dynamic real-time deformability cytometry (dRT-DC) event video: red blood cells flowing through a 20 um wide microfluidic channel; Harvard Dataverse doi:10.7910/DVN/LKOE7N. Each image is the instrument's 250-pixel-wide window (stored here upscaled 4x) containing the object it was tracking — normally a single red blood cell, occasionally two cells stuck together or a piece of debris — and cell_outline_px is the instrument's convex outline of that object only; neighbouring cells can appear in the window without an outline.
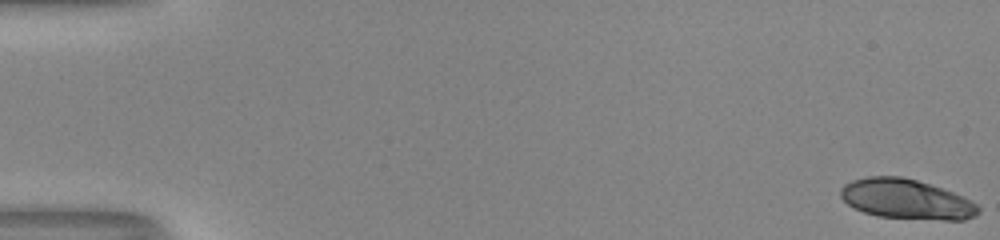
{"species": "human", "species_latin": "Homo sapiens", "temperature_condition": "room temperature", "stored_images_in_passage": 53, "camera_frame_rate_fps": 3000, "um_per_image_px": 0.085, "donor": {"sex": "male"}, "frame": {"image": 1, "passage_image": 1, "time_ms": 0.0, "image_size_px": [1000, 240], "cell_outline_px": [[980, 212], [976, 216], [964, 220], [944, 220], [876, 216], [864, 212], [848, 204], [840, 196], [840, 188], [844, 184], [852, 180], [868, 176], [900, 176], [916, 180], [952, 192], [976, 204], [980, 208]], "centroid_in_image_um": [77.01, 16.93], "position_along_channel_um": 8.0, "area_um2": 31.73}}
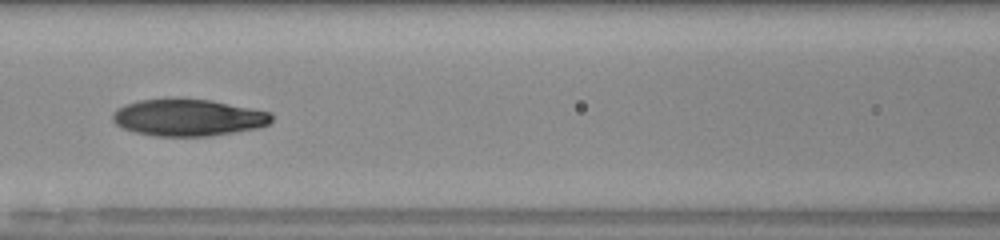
{"frame": {"image": 2, "passage_image": 25, "time_ms": 8.0, "image_size_px": [1000, 240], "cell_outline_px": [[272, 120], [268, 124], [256, 128], [208, 136], [156, 136], [136, 132], [124, 128], [116, 124], [112, 120], [112, 116], [116, 108], [124, 104], [140, 100], [212, 100], [272, 112]], "centroid_in_image_um": [16.0, 10.0], "position_along_channel_um": 150.6, "area_um2": 33.64}}
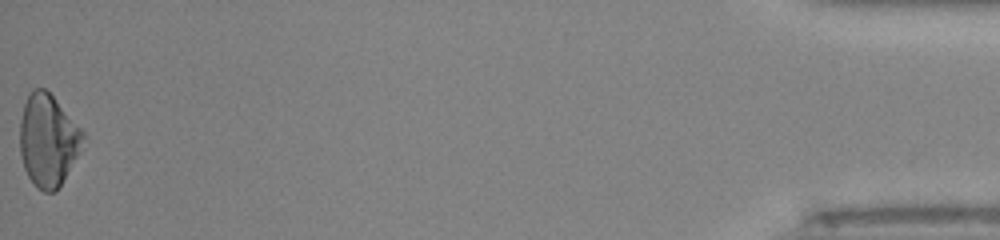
{"frame": {"image": 3, "passage_image": 53, "time_ms": 17.333, "image_size_px": [1000, 240], "cell_outline_px": [[84, 136], [80, 152], [56, 192], [44, 192], [36, 188], [28, 176], [24, 168], [20, 152], [20, 120], [24, 104], [28, 92], [32, 88], [44, 88], [52, 96], [84, 132]], "centroid_in_image_um": [4.06, 11.94], "position_along_channel_um": 431.1, "area_um2": 33.76}, "authors_computed_cell_mechanics": {"area_um2": 33.6396, "velocity_mm_per_s": 4.0507, "shape_relaxation_time_tau1_ms": 8.6615, "shape_relaxation_time_tau2_ms": 3.0862, "deformation_change_tau1": 0.2345, "deformation_change_tau2": 0.0744}}